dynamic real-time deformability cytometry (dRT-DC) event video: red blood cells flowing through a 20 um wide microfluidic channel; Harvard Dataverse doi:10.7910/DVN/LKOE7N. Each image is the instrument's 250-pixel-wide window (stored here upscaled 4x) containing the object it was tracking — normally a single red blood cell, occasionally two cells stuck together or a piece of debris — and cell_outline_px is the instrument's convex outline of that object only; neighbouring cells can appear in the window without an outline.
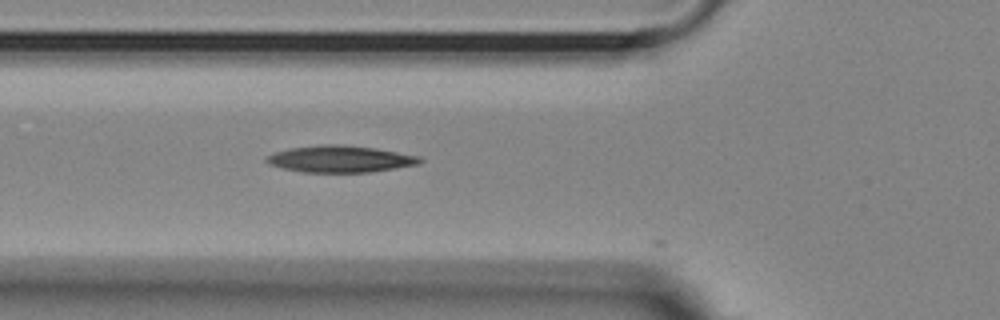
{"species": "Egyptian fruit bat (a non-hibernating species)", "species_latin": "Rousettus aegyptiacus", "temperature_condition": "room temperature", "stored_images_in_passage": 3, "camera_frame_rate_fps": 3000, "um_per_image_px": 0.085, "animal": {"sex": "female"}, "frame": {"image": 1, "passage_image": 2, "time_ms": 0.333, "image_size_px": [1000, 320], "cell_outline_px": [[424, 160], [420, 164], [368, 172], [304, 172], [284, 168], [268, 164], [264, 160], [264, 156], [288, 148], [320, 144], [344, 144], [376, 148], [420, 156]], "centroid_in_image_um": [28.9, 13.5], "position_along_channel_um": 96.9, "area_um2": 24.04}}